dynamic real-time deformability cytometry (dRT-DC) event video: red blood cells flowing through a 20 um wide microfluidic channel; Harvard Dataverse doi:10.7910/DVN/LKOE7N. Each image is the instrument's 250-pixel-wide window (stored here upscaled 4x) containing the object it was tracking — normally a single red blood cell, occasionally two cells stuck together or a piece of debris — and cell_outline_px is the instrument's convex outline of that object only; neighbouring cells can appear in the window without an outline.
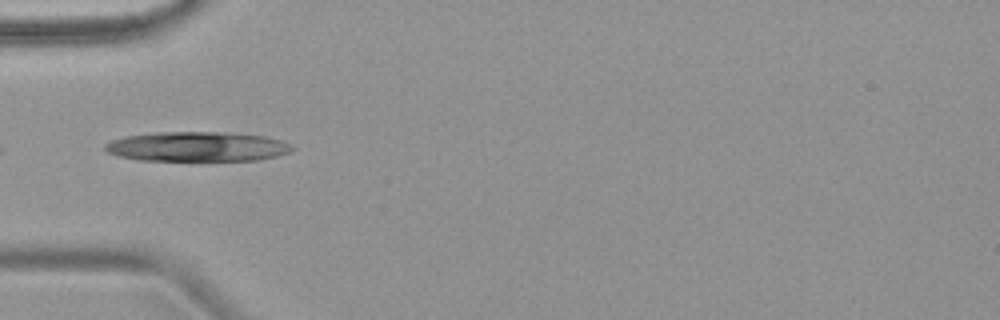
{"species": "common noctule bat (a hibernating species)", "species_latin": "Nyctalus noctula", "temperature_condition": "warm", "stored_images_in_passage": 3, "camera_frame_rate_fps": 3000, "um_per_image_px": 0.085, "animal": {"sex": "female", "body_mass_g": 18.4}, "frame": {"image": 1, "passage_image": 3, "time_ms": 2.333, "image_size_px": [1000, 320], "cell_outline_px": [[296, 148], [292, 152], [276, 156], [256, 160], [140, 160], [120, 156], [108, 152], [104, 148], [104, 144], [112, 140], [124, 136], [156, 132], [224, 132], [264, 136], [280, 140]], "centroid_in_image_um": [16.76, 12.45], "position_along_channel_um": 68.2, "area_um2": 32.25}}